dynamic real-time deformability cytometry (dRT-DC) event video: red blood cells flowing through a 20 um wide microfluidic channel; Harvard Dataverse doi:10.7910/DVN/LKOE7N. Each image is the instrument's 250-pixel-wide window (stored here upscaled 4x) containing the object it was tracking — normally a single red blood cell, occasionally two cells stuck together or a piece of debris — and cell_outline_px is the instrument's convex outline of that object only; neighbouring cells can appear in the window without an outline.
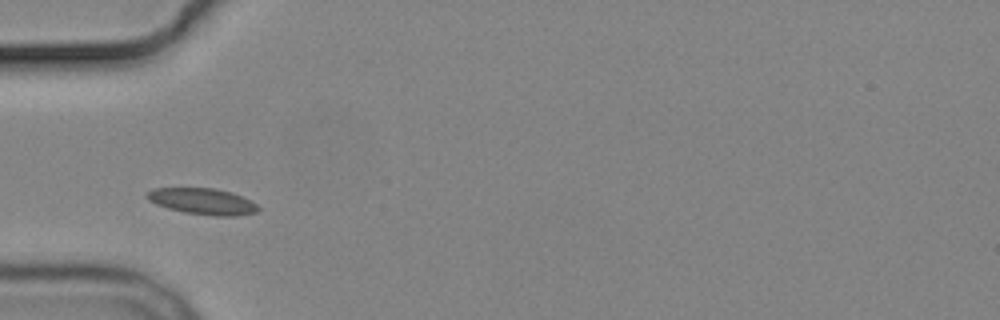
{"species": "common noctule bat (a hibernating species)", "species_latin": "Nyctalus noctula", "temperature_condition": "cold", "stored_images_in_passage": 6, "camera_frame_rate_fps": 3000, "um_per_image_px": 0.085, "animal": {"sex": "male", "body_mass_g": 19.2, "forearm_length_mm": 51.8}, "frame": {"image": 1, "passage_image": 1, "time_ms": 0.0, "image_size_px": [1000, 320], "cell_outline_px": [[260, 208], [256, 212], [236, 216], [212, 216], [184, 212], [168, 208], [156, 204], [148, 200], [144, 196], [152, 188], [216, 188], [232, 192], [256, 204]], "centroid_in_image_um": [17.19, 17.11], "position_along_channel_um": 67.8, "area_um2": 16.99}}
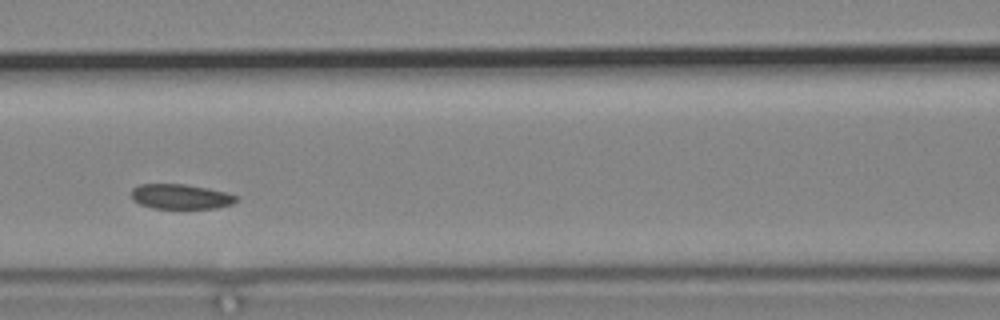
{"frame": {"image": 2, "passage_image": 3, "time_ms": 2.333, "image_size_px": [1000, 320], "cell_outline_px": [[240, 200], [232, 204], [216, 208], [152, 208], [140, 204], [132, 200], [132, 188], [140, 184], [184, 184], [208, 188], [240, 196]], "centroid_in_image_um": [15.39, 16.71], "position_along_channel_um": 151.2, "area_um2": 15.32}}
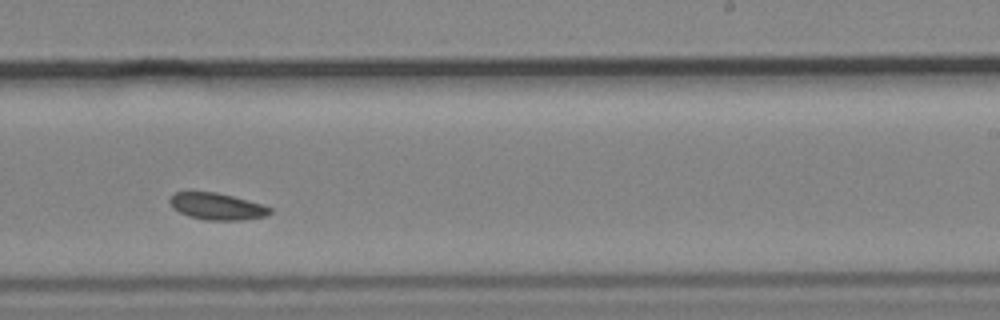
{"frame": {"image": 3, "passage_image": 6, "time_ms": 5.667, "image_size_px": [1000, 320], "cell_outline_px": [[272, 212], [268, 216], [244, 220], [204, 220], [188, 216], [172, 208], [168, 200], [168, 196], [172, 192], [216, 192], [264, 204], [272, 208]], "centroid_in_image_um": [18.44, 17.54], "position_along_channel_um": 270.6, "area_um2": 15.95}}